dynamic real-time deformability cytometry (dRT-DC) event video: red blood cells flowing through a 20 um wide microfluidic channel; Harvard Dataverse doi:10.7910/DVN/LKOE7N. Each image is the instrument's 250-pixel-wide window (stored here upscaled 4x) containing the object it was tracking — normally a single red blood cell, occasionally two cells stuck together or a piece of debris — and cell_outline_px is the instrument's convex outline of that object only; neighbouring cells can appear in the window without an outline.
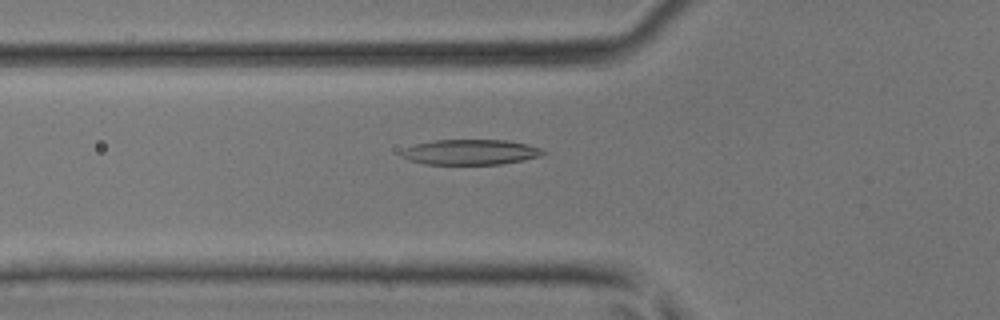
{"species": "common noctule bat (a hibernating species)", "species_latin": "Nyctalus noctula", "temperature_condition": "room temperature", "stored_images_in_passage": 43, "camera_frame_rate_fps": 3000, "um_per_image_px": 0.085, "animal": {"sex": "male", "body_mass_g": 17.9, "forearm_length_mm": 54.2}, "frame": {"image": 1, "passage_image": 13, "time_ms": 4.0, "image_size_px": [1000, 320], "cell_outline_px": [[548, 152], [540, 156], [524, 160], [500, 164], [424, 164], [408, 160], [400, 156], [400, 152], [404, 148], [416, 144], [432, 140], [508, 140], [528, 144], [540, 148]], "centroid_in_image_um": [39.98, 12.93], "position_along_channel_um": 85.8, "area_um2": 21.04}}
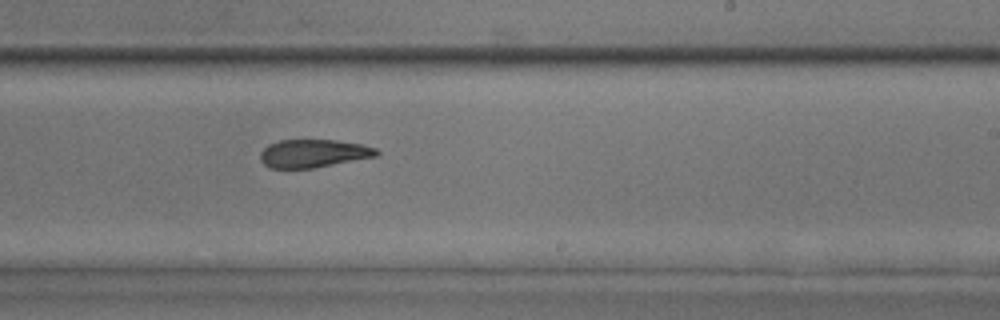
{"frame": {"image": 2, "passage_image": 25, "time_ms": 8.0, "image_size_px": [1000, 320], "cell_outline_px": [[380, 152], [376, 156], [312, 168], [268, 168], [260, 160], [260, 152], [268, 144], [280, 140], [336, 140], [364, 144], [376, 148]], "centroid_in_image_um": [26.62, 13.03], "position_along_channel_um": 262.4, "area_um2": 19.02}}
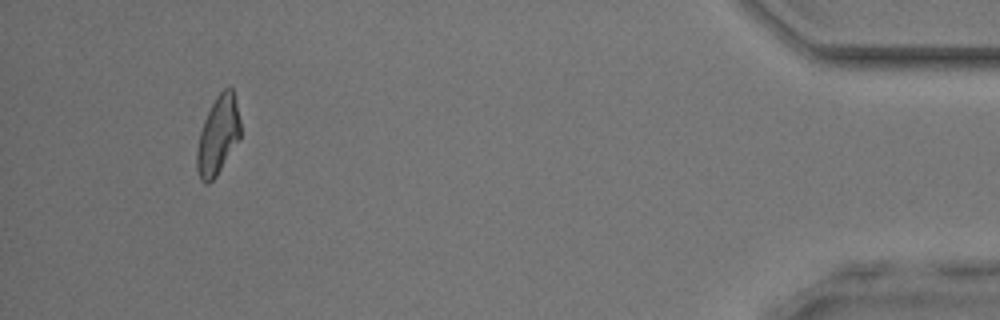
{"frame": {"image": 3, "passage_image": 40, "time_ms": 13.0, "image_size_px": [1000, 320], "cell_outline_px": [[240, 140], [216, 176], [208, 184], [204, 184], [200, 180], [196, 168], [196, 152], [200, 132], [204, 120], [216, 96], [224, 88], [232, 88], [240, 120]], "centroid_in_image_um": [18.52, 11.56], "position_along_channel_um": 416.7, "area_um2": 19.88}}